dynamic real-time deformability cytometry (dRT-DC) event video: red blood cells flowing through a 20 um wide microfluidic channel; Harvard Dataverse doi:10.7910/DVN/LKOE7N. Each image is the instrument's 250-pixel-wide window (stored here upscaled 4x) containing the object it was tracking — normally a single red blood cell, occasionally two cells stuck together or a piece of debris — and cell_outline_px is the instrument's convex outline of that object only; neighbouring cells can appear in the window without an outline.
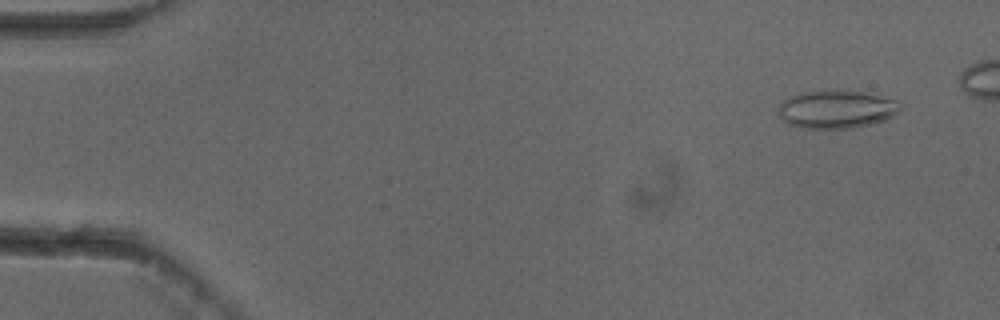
{"species": "common noctule bat (a hibernating species)", "species_latin": "Nyctalus noctula", "temperature_condition": "cold", "stored_images_in_passage": 10, "camera_frame_rate_fps": 3000, "um_per_image_px": 0.085, "animal": {"sex": "female"}, "frame": {"image": 1, "passage_image": 4, "time_ms": 1.0, "image_size_px": [1000, 320], "cell_outline_px": [[900, 108], [892, 116], [884, 120], [852, 128], [800, 128], [788, 124], [780, 116], [780, 104], [784, 100], [792, 96], [804, 92], [868, 92], [896, 100], [900, 104]], "centroid_in_image_um": [71.11, 9.31], "position_along_channel_um": 13.9, "area_um2": 26.24}}